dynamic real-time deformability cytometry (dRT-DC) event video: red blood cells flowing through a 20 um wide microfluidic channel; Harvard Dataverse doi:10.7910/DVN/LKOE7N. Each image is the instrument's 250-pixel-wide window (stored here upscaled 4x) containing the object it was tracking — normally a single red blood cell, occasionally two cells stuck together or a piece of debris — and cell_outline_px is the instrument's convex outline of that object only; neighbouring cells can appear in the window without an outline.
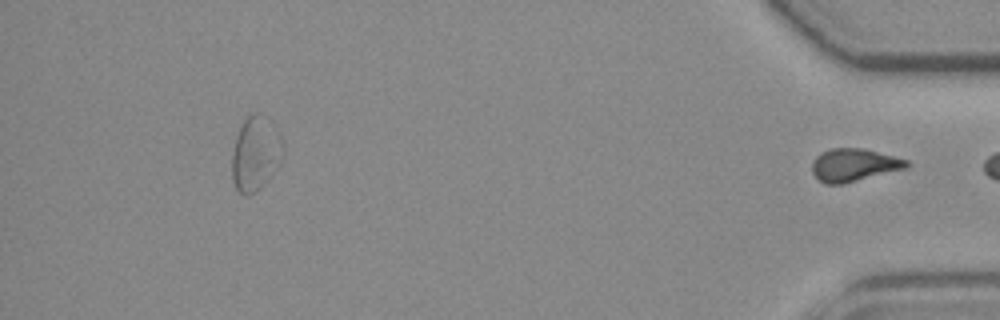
{"species": "common noctule bat (a hibernating species)", "species_latin": "Nyctalus noctula", "temperature_condition": "room temperature", "stored_images_in_passage": 50, "segment_of_instrument_passage": [2, 2], "camera_frame_rate_fps": 3000, "um_per_image_px": 0.085, "animal": {"sex": "female", "body_mass_g": 19.3, "forearm_length_mm": 54.1}, "frame": {"image": 1, "passage_image": 50, "time_ms": 16.333, "image_size_px": [1000, 320], "cell_outline_px": [[908, 168], [840, 184], [824, 184], [812, 172], [812, 164], [816, 156], [820, 152], [832, 148], [864, 148], [908, 160]], "centroid_in_image_um": [72.58, 14.01], "position_along_channel_um": 362.6, "area_um2": 17.92}}